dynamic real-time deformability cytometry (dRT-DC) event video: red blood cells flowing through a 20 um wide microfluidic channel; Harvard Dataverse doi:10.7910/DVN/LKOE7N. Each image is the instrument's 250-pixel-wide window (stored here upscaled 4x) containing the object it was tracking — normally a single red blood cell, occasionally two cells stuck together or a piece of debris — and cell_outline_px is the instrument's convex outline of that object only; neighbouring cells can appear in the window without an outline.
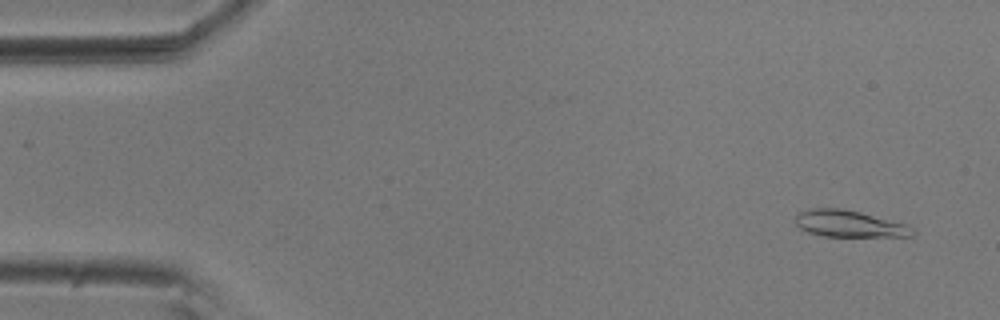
{"species": "common noctule bat (a hibernating species)", "species_latin": "Nyctalus noctula", "temperature_condition": "room temperature", "stored_images_in_passage": 54, "camera_frame_rate_fps": 3000, "um_per_image_px": 0.085, "animal": {"sex": "male", "body_mass_g": 20.5, "forearm_length_mm": 52.5}, "frame": {"image": 1, "passage_image": 3, "time_ms": 0.667, "image_size_px": [1000, 320], "cell_outline_px": [[916, 232], [912, 236], [824, 236], [808, 232], [800, 228], [796, 224], [796, 216], [800, 212], [808, 208], [840, 208], [860, 212], [908, 224]], "centroid_in_image_um": [72.2, 19.01], "position_along_channel_um": 12.8, "area_um2": 18.15}}
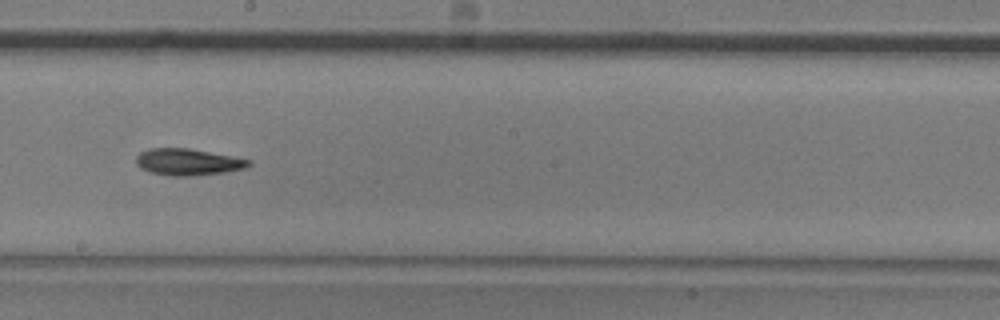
{"frame": {"image": 2, "passage_image": 30, "time_ms": 9.667, "image_size_px": [1000, 320], "cell_outline_px": [[252, 164], [244, 168], [224, 172], [196, 176], [168, 176], [152, 172], [140, 168], [136, 164], [136, 156], [140, 152], [148, 148], [188, 148], [252, 160]], "centroid_in_image_um": [15.95, 13.77], "position_along_channel_um": 232.3, "area_um2": 17.51}}
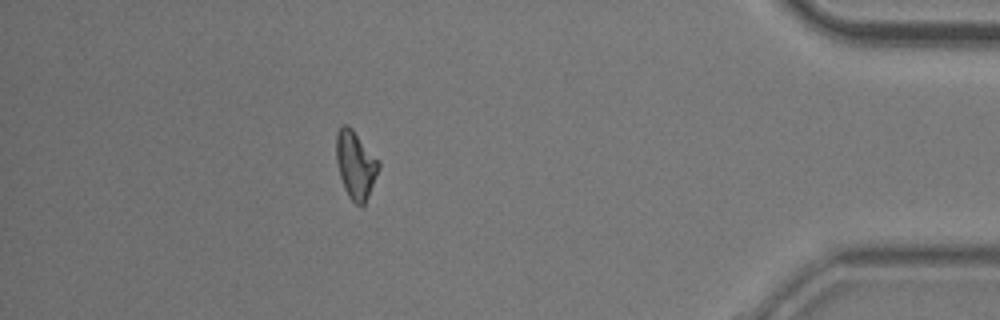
{"frame": {"image": 3, "passage_image": 48, "time_ms": 15.667, "image_size_px": [1000, 320], "cell_outline_px": [[380, 168], [368, 196], [364, 204], [360, 208], [348, 196], [344, 188], [340, 176], [336, 160], [336, 132], [344, 124], [348, 124], [352, 128], [380, 164]], "centroid_in_image_um": [30.2, 14.02], "position_along_channel_um": 405.0, "area_um2": 16.53}, "authors_computed_cell_mechanics": {"area_um2": 16.9354, "velocity_mm_per_s": 3.671, "shape_relaxation_time_tau1_ms": 5.3438, "shape_relaxation_time_tau2_ms": null, "deformation_change_tau1": 0.1664, "deformation_change_tau2": null}}